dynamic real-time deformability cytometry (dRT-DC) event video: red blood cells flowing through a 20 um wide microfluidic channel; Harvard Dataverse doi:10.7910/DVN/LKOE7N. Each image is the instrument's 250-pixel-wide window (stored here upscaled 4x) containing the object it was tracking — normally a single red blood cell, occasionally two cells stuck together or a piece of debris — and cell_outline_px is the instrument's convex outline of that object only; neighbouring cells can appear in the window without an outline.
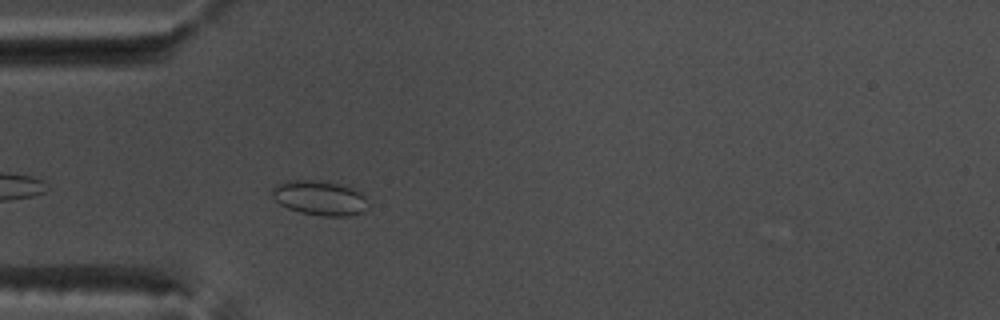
{"species": "common noctule bat (a hibernating species)", "species_latin": "Nyctalus noctula", "temperature_condition": "warm", "stored_images_in_passage": 7, "camera_frame_rate_fps": 3000, "um_per_image_px": 0.085, "animal": {"sex": "male", "body_mass_g": 17.5, "forearm_length_mm": 52.3}, "frame": {"image": 1, "passage_image": 4, "time_ms": 1.0, "image_size_px": [1000, 320], "cell_outline_px": [[368, 208], [360, 212], [348, 216], [320, 216], [300, 212], [288, 208], [280, 204], [272, 196], [272, 188], [276, 184], [288, 180], [324, 180], [340, 184], [352, 188], [360, 192], [364, 196], [368, 204]], "centroid_in_image_um": [27.16, 16.81], "position_along_channel_um": 57.8, "area_um2": 19.48}}